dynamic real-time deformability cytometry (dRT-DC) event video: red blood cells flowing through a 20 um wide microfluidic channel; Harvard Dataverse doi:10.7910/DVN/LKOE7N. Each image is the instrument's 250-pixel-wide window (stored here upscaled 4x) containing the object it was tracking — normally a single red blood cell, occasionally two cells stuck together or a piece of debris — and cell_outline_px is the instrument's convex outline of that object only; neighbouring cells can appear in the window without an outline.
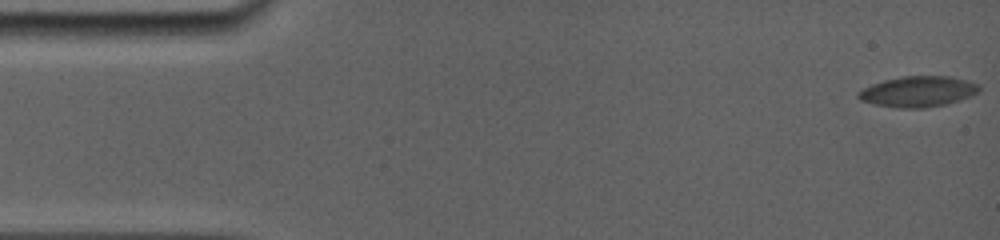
{"species": "common noctule bat (a hibernating species)", "species_latin": "Nyctalus noctula", "temperature_condition": "room temperature", "stored_images_in_passage": 75, "camera_frame_rate_fps": 5000, "um_per_image_px": 0.085, "animal": {"sex": "female", "body_mass_g": 19.0, "forearm_length_mm": 56.7}, "frame": {"image": 1, "passage_image": 1, "time_ms": 0.0, "image_size_px": [1000, 240], "cell_outline_px": [[980, 92], [972, 96], [948, 104], [924, 108], [900, 108], [876, 104], [860, 100], [856, 96], [856, 92], [872, 84], [884, 80], [900, 76], [948, 76], [968, 80], [980, 84]], "centroid_in_image_um": [78.07, 7.78], "position_along_channel_um": 6.9, "area_um2": 21.85}}
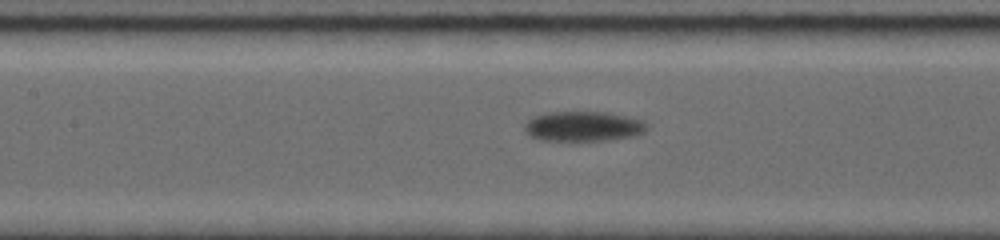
{"frame": {"image": 2, "passage_image": 33, "time_ms": 7.6, "image_size_px": [1000, 240], "cell_outline_px": [[648, 128], [644, 132], [636, 136], [608, 140], [540, 140], [524, 132], [524, 124], [532, 116], [548, 112], [608, 112], [644, 120], [648, 124]], "centroid_in_image_um": [49.6, 10.73], "position_along_channel_um": 157.8, "area_um2": 21.56}}
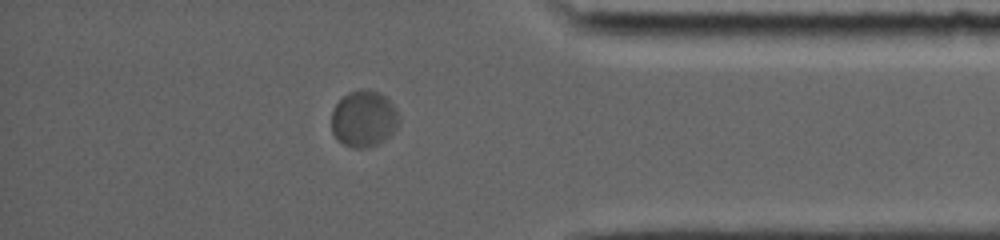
{"frame": {"image": 3, "passage_image": 64, "time_ms": 14.6, "image_size_px": [1000, 240], "cell_outline_px": [[400, 120], [396, 128], [380, 144], [364, 148], [352, 148], [336, 140], [332, 132], [332, 108], [348, 92], [360, 88], [368, 88], [380, 92], [396, 108]], "centroid_in_image_um": [30.91, 10.09], "position_along_channel_um": 404.3, "area_um2": 22.48}, "authors_computed_cell_mechanics": {"area_um2": 21.2704, "velocity_mm_per_s": 3.6582, "shape_relaxation_time_tau1_ms": 4.1497, "shape_relaxation_time_tau2_ms": null, "deformation_change_tau1": 0.0814, "deformation_change_tau2": null}}